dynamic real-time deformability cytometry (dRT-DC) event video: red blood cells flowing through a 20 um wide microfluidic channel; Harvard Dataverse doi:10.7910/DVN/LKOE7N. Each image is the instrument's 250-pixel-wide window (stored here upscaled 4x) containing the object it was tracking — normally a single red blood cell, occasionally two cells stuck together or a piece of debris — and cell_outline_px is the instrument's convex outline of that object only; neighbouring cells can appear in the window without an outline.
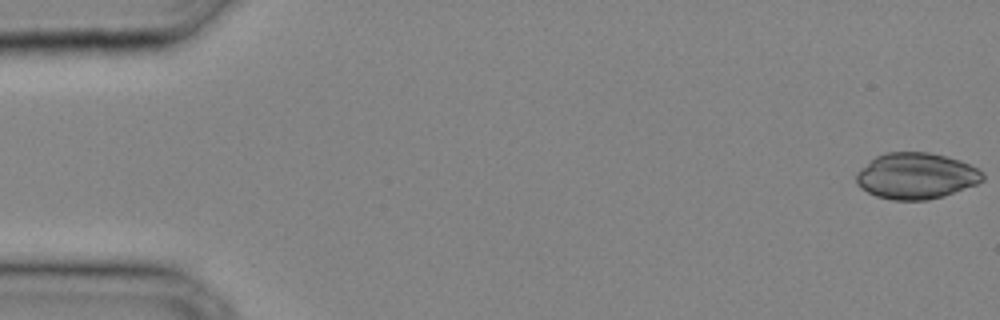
{"species": "common noctule bat (a hibernating species)", "species_latin": "Nyctalus noctula", "temperature_condition": "cold", "stored_images_in_passage": 17, "camera_frame_rate_fps": 3000, "um_per_image_px": 0.085, "animal": {"sex": "male", "body_mass_g": 20.4}, "frame": {"image": 1, "passage_image": 1, "time_ms": 0.0, "image_size_px": [1000, 320], "cell_outline_px": [[984, 180], [976, 184], [944, 196], [928, 200], [892, 200], [876, 196], [860, 188], [856, 184], [856, 172], [876, 156], [884, 152], [928, 152], [960, 160], [984, 172]], "centroid_in_image_um": [77.85, 14.96], "position_along_channel_um": 7.1, "area_um2": 34.04}}